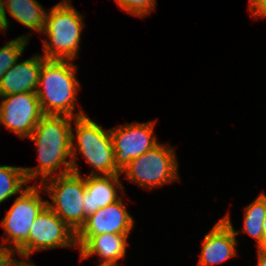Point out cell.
<instances>
[{
    "label": "cell",
    "mask_w": 266,
    "mask_h": 266,
    "mask_svg": "<svg viewBox=\"0 0 266 266\" xmlns=\"http://www.w3.org/2000/svg\"><path fill=\"white\" fill-rule=\"evenodd\" d=\"M249 8L253 17H266V0H249Z\"/></svg>",
    "instance_id": "44dd1931"
},
{
    "label": "cell",
    "mask_w": 266,
    "mask_h": 266,
    "mask_svg": "<svg viewBox=\"0 0 266 266\" xmlns=\"http://www.w3.org/2000/svg\"><path fill=\"white\" fill-rule=\"evenodd\" d=\"M153 122L127 124L109 130L114 147L116 167L122 171L131 162L159 143L153 136Z\"/></svg>",
    "instance_id": "30bf717a"
},
{
    "label": "cell",
    "mask_w": 266,
    "mask_h": 266,
    "mask_svg": "<svg viewBox=\"0 0 266 266\" xmlns=\"http://www.w3.org/2000/svg\"><path fill=\"white\" fill-rule=\"evenodd\" d=\"M133 217L126 211L121 198L89 215L76 236L130 234Z\"/></svg>",
    "instance_id": "8fae6325"
},
{
    "label": "cell",
    "mask_w": 266,
    "mask_h": 266,
    "mask_svg": "<svg viewBox=\"0 0 266 266\" xmlns=\"http://www.w3.org/2000/svg\"><path fill=\"white\" fill-rule=\"evenodd\" d=\"M117 185L122 191L124 187L119 175H89L85 177V193L83 197L84 214L88 217L98 209L119 200Z\"/></svg>",
    "instance_id": "9a60e30c"
},
{
    "label": "cell",
    "mask_w": 266,
    "mask_h": 266,
    "mask_svg": "<svg viewBox=\"0 0 266 266\" xmlns=\"http://www.w3.org/2000/svg\"><path fill=\"white\" fill-rule=\"evenodd\" d=\"M120 9L132 15L143 17L152 11L156 0H115Z\"/></svg>",
    "instance_id": "ffe728a7"
},
{
    "label": "cell",
    "mask_w": 266,
    "mask_h": 266,
    "mask_svg": "<svg viewBox=\"0 0 266 266\" xmlns=\"http://www.w3.org/2000/svg\"><path fill=\"white\" fill-rule=\"evenodd\" d=\"M263 234H264V237H265V247H266V217L263 221Z\"/></svg>",
    "instance_id": "484cf974"
},
{
    "label": "cell",
    "mask_w": 266,
    "mask_h": 266,
    "mask_svg": "<svg viewBox=\"0 0 266 266\" xmlns=\"http://www.w3.org/2000/svg\"><path fill=\"white\" fill-rule=\"evenodd\" d=\"M27 182L24 167L0 166V203L21 193Z\"/></svg>",
    "instance_id": "ac0fdd59"
},
{
    "label": "cell",
    "mask_w": 266,
    "mask_h": 266,
    "mask_svg": "<svg viewBox=\"0 0 266 266\" xmlns=\"http://www.w3.org/2000/svg\"><path fill=\"white\" fill-rule=\"evenodd\" d=\"M128 235L109 233L95 236H76L80 257L83 260L96 253L103 258L99 266H117V261L126 255Z\"/></svg>",
    "instance_id": "4fadbf2b"
},
{
    "label": "cell",
    "mask_w": 266,
    "mask_h": 266,
    "mask_svg": "<svg viewBox=\"0 0 266 266\" xmlns=\"http://www.w3.org/2000/svg\"><path fill=\"white\" fill-rule=\"evenodd\" d=\"M76 121V141L78 147L74 145V133L72 131V172L79 174L76 165L77 149L80 150L86 161L98 172L92 171L90 175H121V171L116 167L113 141L110 131L103 130L96 122L87 117L82 110L75 114ZM77 148V149H76ZM99 173V174H97Z\"/></svg>",
    "instance_id": "3957f363"
},
{
    "label": "cell",
    "mask_w": 266,
    "mask_h": 266,
    "mask_svg": "<svg viewBox=\"0 0 266 266\" xmlns=\"http://www.w3.org/2000/svg\"><path fill=\"white\" fill-rule=\"evenodd\" d=\"M41 190L40 187L37 189V186L24 188L1 221L0 225L5 228L7 235V239L3 241H11L15 251L28 240L31 225L47 206L48 200H43L39 195ZM8 237H11V240Z\"/></svg>",
    "instance_id": "ba28073f"
},
{
    "label": "cell",
    "mask_w": 266,
    "mask_h": 266,
    "mask_svg": "<svg viewBox=\"0 0 266 266\" xmlns=\"http://www.w3.org/2000/svg\"><path fill=\"white\" fill-rule=\"evenodd\" d=\"M266 217V206L264 202L257 197L245 209L244 226L242 233L247 232L257 240V247H265V237L263 234V221Z\"/></svg>",
    "instance_id": "e0dca14e"
},
{
    "label": "cell",
    "mask_w": 266,
    "mask_h": 266,
    "mask_svg": "<svg viewBox=\"0 0 266 266\" xmlns=\"http://www.w3.org/2000/svg\"><path fill=\"white\" fill-rule=\"evenodd\" d=\"M45 60L44 57L35 55L23 62H16L0 79V96L36 93L41 66Z\"/></svg>",
    "instance_id": "5bb4252c"
},
{
    "label": "cell",
    "mask_w": 266,
    "mask_h": 266,
    "mask_svg": "<svg viewBox=\"0 0 266 266\" xmlns=\"http://www.w3.org/2000/svg\"><path fill=\"white\" fill-rule=\"evenodd\" d=\"M70 62L46 59L41 66L36 95L44 115L73 117L79 82L76 67Z\"/></svg>",
    "instance_id": "7a4b0ae2"
},
{
    "label": "cell",
    "mask_w": 266,
    "mask_h": 266,
    "mask_svg": "<svg viewBox=\"0 0 266 266\" xmlns=\"http://www.w3.org/2000/svg\"><path fill=\"white\" fill-rule=\"evenodd\" d=\"M72 246L77 247L76 233L46 206L31 225L28 240L16 252L29 258L31 252Z\"/></svg>",
    "instance_id": "52a82bcc"
},
{
    "label": "cell",
    "mask_w": 266,
    "mask_h": 266,
    "mask_svg": "<svg viewBox=\"0 0 266 266\" xmlns=\"http://www.w3.org/2000/svg\"><path fill=\"white\" fill-rule=\"evenodd\" d=\"M75 117L67 115H44L35 126L31 135V141L36 142L38 149L39 165L35 168L24 167L27 181L41 175V185L53 172L61 166L64 169L57 175L72 172V161H66L72 157V125Z\"/></svg>",
    "instance_id": "6da1fadb"
},
{
    "label": "cell",
    "mask_w": 266,
    "mask_h": 266,
    "mask_svg": "<svg viewBox=\"0 0 266 266\" xmlns=\"http://www.w3.org/2000/svg\"><path fill=\"white\" fill-rule=\"evenodd\" d=\"M6 10L17 21L32 30L43 33L46 10L36 0H5Z\"/></svg>",
    "instance_id": "2e32d148"
},
{
    "label": "cell",
    "mask_w": 266,
    "mask_h": 266,
    "mask_svg": "<svg viewBox=\"0 0 266 266\" xmlns=\"http://www.w3.org/2000/svg\"><path fill=\"white\" fill-rule=\"evenodd\" d=\"M15 252L12 246L6 247L0 244V266H11L17 260L11 258Z\"/></svg>",
    "instance_id": "7402d4cb"
},
{
    "label": "cell",
    "mask_w": 266,
    "mask_h": 266,
    "mask_svg": "<svg viewBox=\"0 0 266 266\" xmlns=\"http://www.w3.org/2000/svg\"><path fill=\"white\" fill-rule=\"evenodd\" d=\"M27 43L28 38L22 35L0 48V79L18 61Z\"/></svg>",
    "instance_id": "d6986e66"
},
{
    "label": "cell",
    "mask_w": 266,
    "mask_h": 266,
    "mask_svg": "<svg viewBox=\"0 0 266 266\" xmlns=\"http://www.w3.org/2000/svg\"><path fill=\"white\" fill-rule=\"evenodd\" d=\"M51 179V182H44V190L54 204L47 201V206L77 234L87 219L83 208L85 177L69 172L51 175Z\"/></svg>",
    "instance_id": "5b68a950"
},
{
    "label": "cell",
    "mask_w": 266,
    "mask_h": 266,
    "mask_svg": "<svg viewBox=\"0 0 266 266\" xmlns=\"http://www.w3.org/2000/svg\"><path fill=\"white\" fill-rule=\"evenodd\" d=\"M11 266H35L32 262H27L26 260H16Z\"/></svg>",
    "instance_id": "d4e9b609"
},
{
    "label": "cell",
    "mask_w": 266,
    "mask_h": 266,
    "mask_svg": "<svg viewBox=\"0 0 266 266\" xmlns=\"http://www.w3.org/2000/svg\"><path fill=\"white\" fill-rule=\"evenodd\" d=\"M258 249V266H266V247Z\"/></svg>",
    "instance_id": "cb8c5ba5"
},
{
    "label": "cell",
    "mask_w": 266,
    "mask_h": 266,
    "mask_svg": "<svg viewBox=\"0 0 266 266\" xmlns=\"http://www.w3.org/2000/svg\"><path fill=\"white\" fill-rule=\"evenodd\" d=\"M2 97L0 123L16 135L29 137L44 116L36 93L24 92Z\"/></svg>",
    "instance_id": "9c48e42d"
},
{
    "label": "cell",
    "mask_w": 266,
    "mask_h": 266,
    "mask_svg": "<svg viewBox=\"0 0 266 266\" xmlns=\"http://www.w3.org/2000/svg\"><path fill=\"white\" fill-rule=\"evenodd\" d=\"M175 151L162 144L146 151L138 158L131 160L121 173L125 172L130 182L141 187H159L177 180V159Z\"/></svg>",
    "instance_id": "8992f818"
},
{
    "label": "cell",
    "mask_w": 266,
    "mask_h": 266,
    "mask_svg": "<svg viewBox=\"0 0 266 266\" xmlns=\"http://www.w3.org/2000/svg\"><path fill=\"white\" fill-rule=\"evenodd\" d=\"M240 231L234 230L229 215L213 226L205 235L198 266L219 264L236 255L237 240Z\"/></svg>",
    "instance_id": "7c38bea8"
},
{
    "label": "cell",
    "mask_w": 266,
    "mask_h": 266,
    "mask_svg": "<svg viewBox=\"0 0 266 266\" xmlns=\"http://www.w3.org/2000/svg\"><path fill=\"white\" fill-rule=\"evenodd\" d=\"M5 9V0H0V30H7L8 28V20L6 18Z\"/></svg>",
    "instance_id": "603a6c76"
},
{
    "label": "cell",
    "mask_w": 266,
    "mask_h": 266,
    "mask_svg": "<svg viewBox=\"0 0 266 266\" xmlns=\"http://www.w3.org/2000/svg\"><path fill=\"white\" fill-rule=\"evenodd\" d=\"M260 199L264 202L265 206H266V195L264 193L259 195Z\"/></svg>",
    "instance_id": "4316f807"
},
{
    "label": "cell",
    "mask_w": 266,
    "mask_h": 266,
    "mask_svg": "<svg viewBox=\"0 0 266 266\" xmlns=\"http://www.w3.org/2000/svg\"><path fill=\"white\" fill-rule=\"evenodd\" d=\"M49 13L46 14L43 33L51 42L43 41V57L47 60H72L77 56L83 17L69 1L58 3Z\"/></svg>",
    "instance_id": "277c9868"
}]
</instances>
